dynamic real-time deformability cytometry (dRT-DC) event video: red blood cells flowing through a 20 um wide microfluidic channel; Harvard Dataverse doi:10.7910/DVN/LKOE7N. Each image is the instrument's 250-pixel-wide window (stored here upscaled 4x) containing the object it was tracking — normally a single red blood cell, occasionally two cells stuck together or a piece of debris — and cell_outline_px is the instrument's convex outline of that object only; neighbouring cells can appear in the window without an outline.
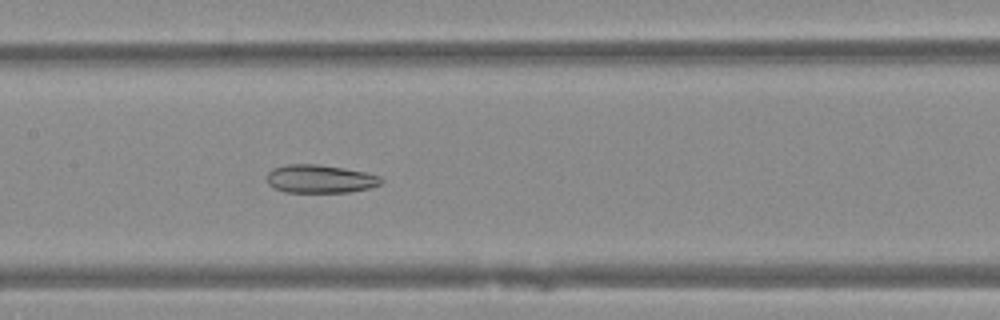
{"species": "Egyptian fruit bat (a non-hibernating species)", "species_latin": "Rousettus aegyptiacus", "temperature_condition": "warm", "stored_images_in_passage": 39, "segment_of_instrument_passage": [1, 2], "camera_frame_rate_fps": 3000, "um_per_image_px": 0.085, "animal": {"sex": "female"}, "frame": {"image": 1, "passage_image": 12, "time_ms": 3.667, "image_size_px": [1000, 320], "cell_outline_px": [[384, 180], [380, 184], [372, 188], [348, 192], [284, 192], [272, 188], [268, 184], [268, 172], [272, 168], [288, 164], [316, 164], [344, 168], [364, 172], [380, 176]], "centroid_in_image_um": [27.2, 15.21], "position_along_channel_um": 180.2, "area_um2": 18.9}}
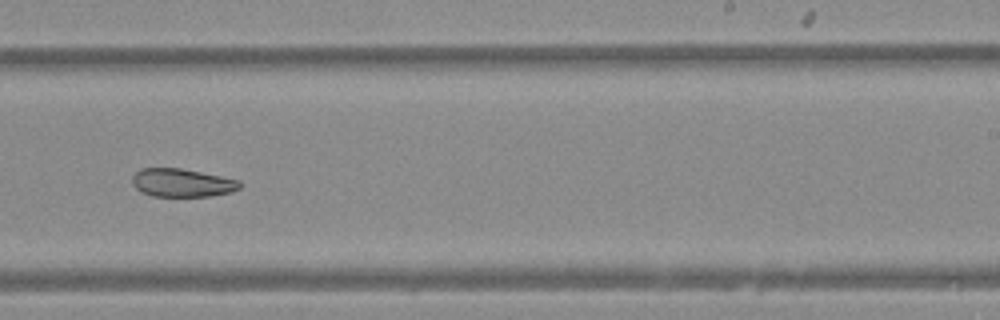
{"frame": {"image": 2, "passage_image": 19, "time_ms": 6.0, "image_size_px": [1000, 320], "cell_outline_px": [[240, 188], [232, 192], [212, 196], [152, 196], [140, 192], [132, 184], [132, 176], [140, 168], [180, 168], [240, 180]], "centroid_in_image_um": [15.45, 15.54], "position_along_channel_um": 273.5, "area_um2": 17.74}}
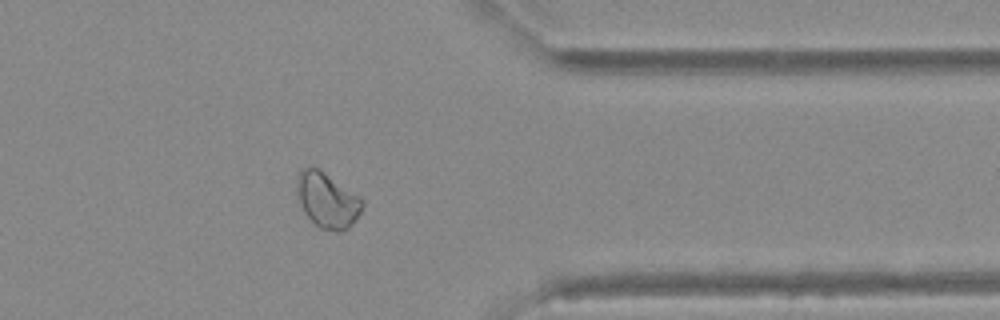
{"frame": {"image": 3, "passage_image": 28, "time_ms": 9.0, "image_size_px": [1000, 320], "cell_outline_px": [[364, 204], [360, 212], [348, 228], [340, 232], [336, 232], [320, 228], [304, 212], [300, 204], [296, 188], [296, 180], [300, 172], [304, 168], [316, 168], [360, 196], [364, 200]], "centroid_in_image_um": [27.82, 17.04], "position_along_channel_um": 383.6, "area_um2": 20.63}}